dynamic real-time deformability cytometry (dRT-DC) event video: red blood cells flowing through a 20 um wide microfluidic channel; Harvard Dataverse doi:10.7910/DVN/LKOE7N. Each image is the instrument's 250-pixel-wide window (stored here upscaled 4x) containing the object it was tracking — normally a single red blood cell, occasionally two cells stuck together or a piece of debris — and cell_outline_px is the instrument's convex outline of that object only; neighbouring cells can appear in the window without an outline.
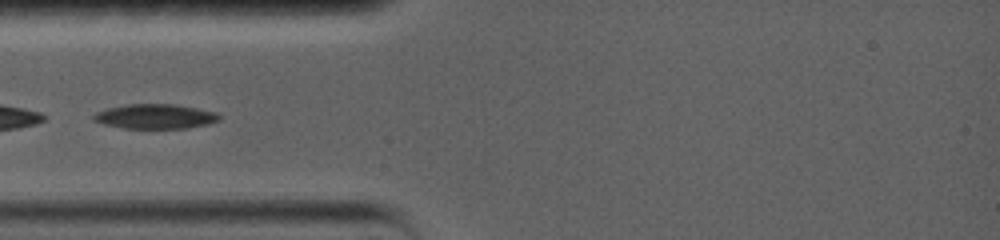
{"species": "common noctule bat (a hibernating species)", "species_latin": "Nyctalus noctula", "temperature_condition": "warm", "stored_images_in_passage": 4, "camera_frame_rate_fps": 5000, "um_per_image_px": 0.085, "animal": {"sex": "female", "body_mass_g": 19.0, "forearm_length_mm": 56.7}, "frame": {"image": 1, "passage_image": 1, "time_ms": 0.0, "image_size_px": [1000, 240], "cell_outline_px": [[220, 120], [208, 124], [188, 128], [124, 128], [104, 124], [92, 120], [92, 116], [96, 112], [104, 108], [128, 104], [176, 104], [216, 112], [220, 116]], "centroid_in_image_um": [13.17, 9.89], "position_along_channel_um": 71.8, "area_um2": 18.15}}
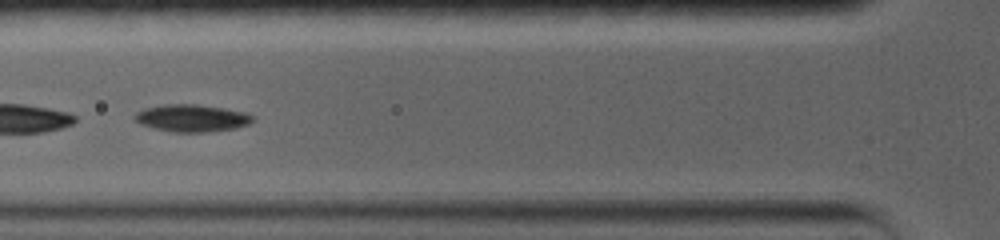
{"frame": {"image": 2, "passage_image": 2, "time_ms": 0.2, "image_size_px": [1000, 240], "cell_outline_px": [[252, 120], [248, 124], [236, 128], [204, 132], [172, 132], [152, 128], [140, 124], [132, 116], [136, 112], [144, 108], [164, 104], [200, 104], [248, 112], [252, 116]], "centroid_in_image_um": [16.27, 10.03], "position_along_channel_um": 109.5, "area_um2": 18.9}}
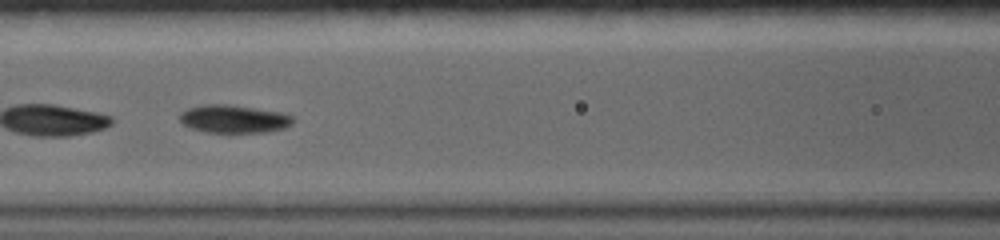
{"frame": {"image": 3, "passage_image": 3, "time_ms": 0.4, "image_size_px": [1000, 240], "cell_outline_px": [[296, 120], [292, 124], [284, 128], [264, 132], [208, 132], [192, 128], [184, 124], [176, 116], [180, 112], [188, 108], [200, 104], [228, 104], [280, 112], [292, 116]], "centroid_in_image_um": [19.85, 10.09], "position_along_channel_um": 146.8, "area_um2": 18.5}}